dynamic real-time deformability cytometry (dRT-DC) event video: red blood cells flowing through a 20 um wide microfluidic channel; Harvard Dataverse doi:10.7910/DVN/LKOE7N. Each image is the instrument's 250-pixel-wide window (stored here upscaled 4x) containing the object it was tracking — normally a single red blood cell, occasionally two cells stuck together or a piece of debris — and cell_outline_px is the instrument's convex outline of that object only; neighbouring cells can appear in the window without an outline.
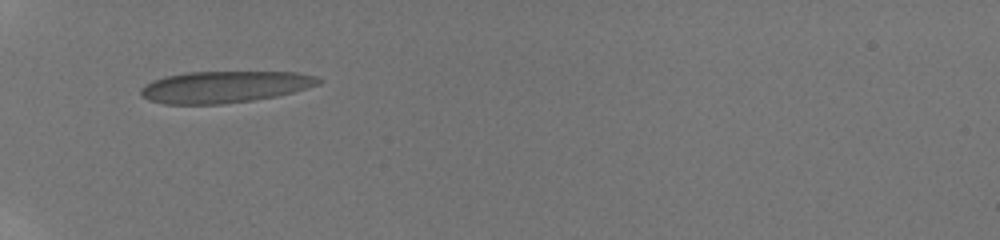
{"species": "human", "species_latin": "Homo sapiens", "temperature_condition": "room temperature", "stored_images_in_passage": 41, "camera_frame_rate_fps": 3000, "um_per_image_px": 0.085, "donor": {"sex": "male"}, "frame": {"image": 1, "passage_image": 1, "time_ms": 0.0, "image_size_px": [1000, 240], "cell_outline_px": [[324, 80], [320, 84], [308, 88], [276, 96], [252, 100], [220, 104], [164, 104], [148, 100], [140, 96], [140, 88], [144, 84], [152, 80], [164, 76], [188, 72], [296, 72], [316, 76]], "centroid_in_image_um": [19.06, 7.38], "position_along_channel_um": 65.9, "area_um2": 33.0}}
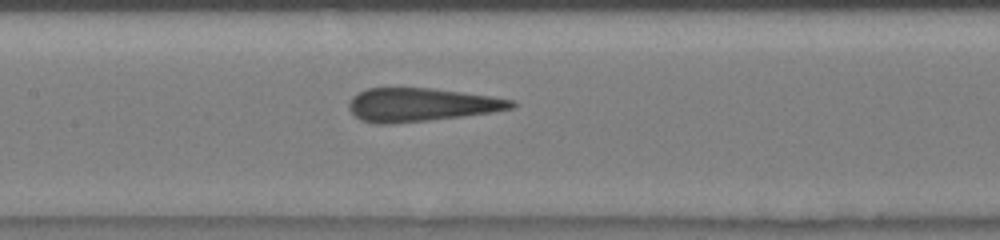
{"frame": {"image": 2, "passage_image": 12, "time_ms": 3.0, "image_size_px": [1000, 240], "cell_outline_px": [[516, 104], [512, 108], [492, 112], [428, 120], [392, 124], [376, 124], [360, 120], [348, 108], [348, 104], [352, 96], [356, 92], [368, 88], [432, 88], [492, 96], [512, 100]], "centroid_in_image_um": [35.73, 8.9], "position_along_channel_um": 171.7, "area_um2": 31.56}}
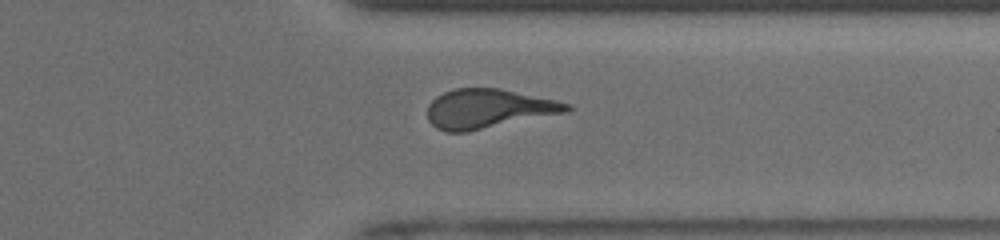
{"frame": {"image": 3, "passage_image": 31, "time_ms": 8.0, "image_size_px": [1000, 240], "cell_outline_px": [[572, 108], [568, 112], [468, 132], [444, 132], [436, 128], [428, 120], [428, 104], [436, 96], [452, 88], [500, 88], [556, 100], [572, 104]], "centroid_in_image_um": [41.5, 9.24], "position_along_channel_um": 369.9, "area_um2": 32.14}, "authors_computed_cell_mechanics": {"area_um2": 31.9056, "velocity_mm_per_s": 3.9742, "shape_relaxation_time_tau1_ms": 9.67, "shape_relaxation_time_tau2_ms": 1.2462, "deformation_change_tau1": 0.2521, "deformation_change_tau2": 0.0977}}